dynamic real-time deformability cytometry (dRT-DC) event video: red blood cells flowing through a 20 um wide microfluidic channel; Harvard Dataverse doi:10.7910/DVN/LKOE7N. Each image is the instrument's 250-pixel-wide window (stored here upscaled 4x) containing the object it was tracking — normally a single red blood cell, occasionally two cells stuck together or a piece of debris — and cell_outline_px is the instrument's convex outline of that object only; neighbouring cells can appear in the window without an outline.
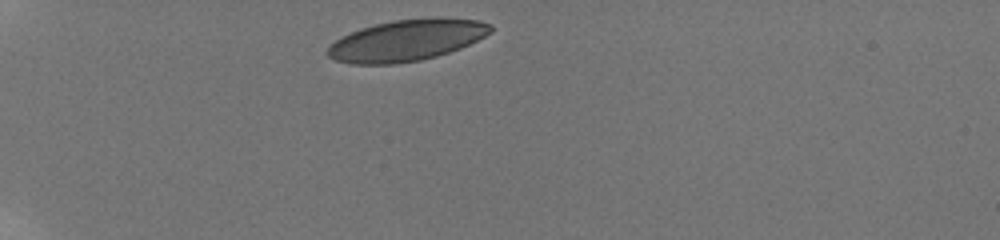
{"species": "human", "species_latin": "Homo sapiens", "temperature_condition": "room temperature", "stored_images_in_passage": 25, "camera_frame_rate_fps": 3000, "um_per_image_px": 0.085, "donor": {"sex": "male"}, "frame": {"image": 1, "passage_image": 1, "time_ms": 0.0, "image_size_px": [1000, 240], "cell_outline_px": [[492, 32], [460, 48], [436, 56], [420, 60], [392, 64], [352, 64], [336, 60], [328, 56], [324, 52], [336, 40], [360, 28], [392, 20], [432, 16], [440, 16], [480, 20], [492, 24]], "centroid_in_image_um": [34.6, 3.4], "position_along_channel_um": 50.4, "area_um2": 39.42}}
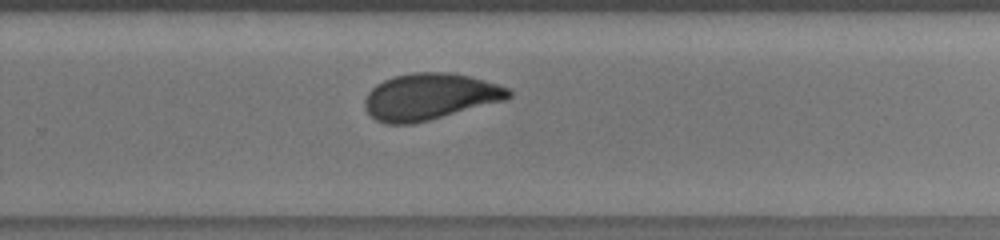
{"frame": {"image": 2, "passage_image": 16, "time_ms": 7.667, "image_size_px": [1000, 240], "cell_outline_px": [[512, 96], [504, 100], [428, 120], [412, 124], [384, 124], [376, 120], [364, 108], [364, 100], [368, 92], [376, 84], [392, 76], [412, 72], [444, 72], [472, 76], [508, 88], [512, 92]], "centroid_in_image_um": [36.49, 8.2], "position_along_channel_um": 293.3, "area_um2": 38.84}}
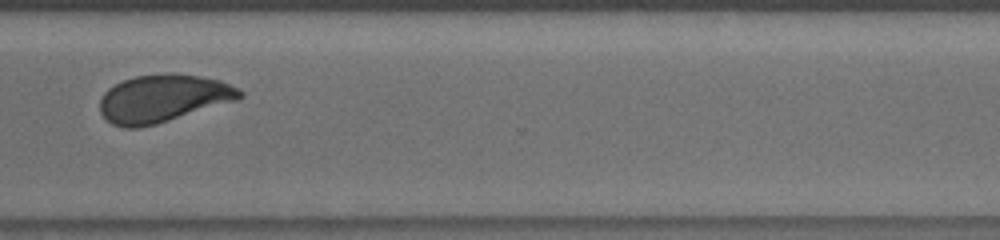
{"frame": {"image": 3, "passage_image": 21, "time_ms": 9.333, "image_size_px": [1000, 240], "cell_outline_px": [[244, 96], [236, 100], [156, 124], [140, 128], [124, 128], [112, 124], [100, 112], [100, 100], [104, 92], [108, 88], [124, 80], [136, 76], [168, 72], [176, 72], [200, 76], [220, 80], [240, 88], [244, 92]], "centroid_in_image_um": [13.87, 8.35], "position_along_channel_um": 356.7, "area_um2": 38.96}, "authors_computed_cell_mechanics": {"area_um2": 39.2462, "velocity_mm_per_s": 3.7887, "shape_relaxation_time_tau1_ms": 4.7163, "shape_relaxation_time_tau2_ms": 1.1971, "deformation_change_tau1": 0.1261, "deformation_change_tau2": 0.0571}}